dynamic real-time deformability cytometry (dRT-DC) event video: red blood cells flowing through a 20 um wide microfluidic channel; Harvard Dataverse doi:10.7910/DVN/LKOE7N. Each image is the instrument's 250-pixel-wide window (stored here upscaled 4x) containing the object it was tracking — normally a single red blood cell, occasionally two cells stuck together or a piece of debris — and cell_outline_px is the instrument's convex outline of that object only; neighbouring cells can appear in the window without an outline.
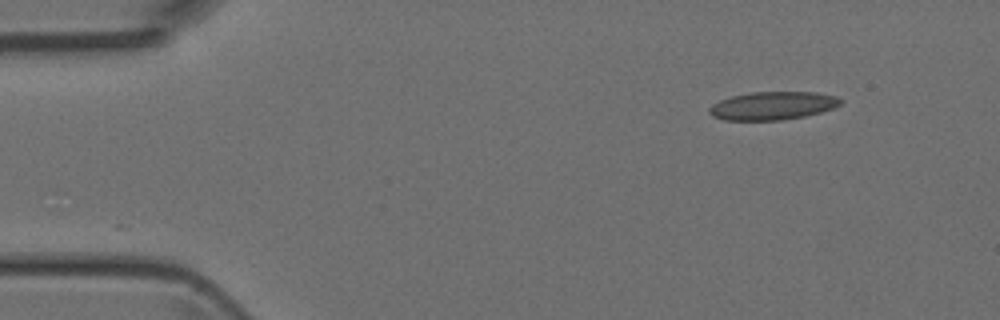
{"species": "Egyptian fruit bat (a non-hibernating species)", "species_latin": "Rousettus aegyptiacus", "temperature_condition": "room temperature", "stored_images_in_passage": 44, "camera_frame_rate_fps": 3000, "um_per_image_px": 0.085, "animal": {"sex": "female"}, "frame": {"image": 1, "passage_image": 1, "time_ms": 0.0, "image_size_px": [1000, 320], "cell_outline_px": [[844, 100], [840, 104], [832, 108], [820, 112], [804, 116], [780, 120], [724, 120], [712, 116], [708, 112], [708, 108], [712, 104], [720, 100], [732, 96], [752, 92], [816, 92], [836, 96]], "centroid_in_image_um": [65.66, 8.98], "position_along_channel_um": 19.3, "area_um2": 21.5}}
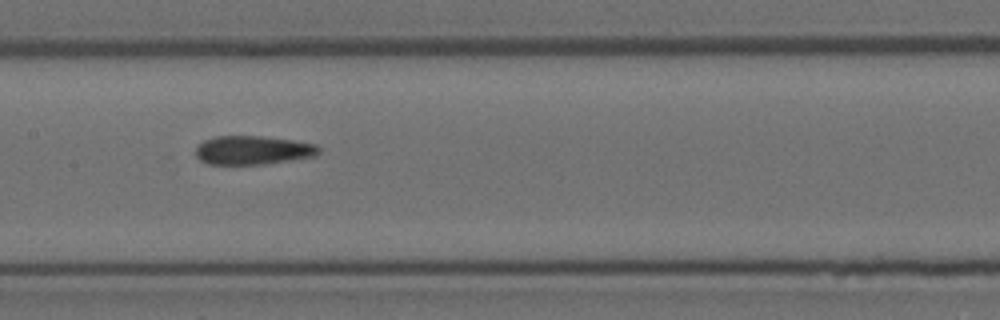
{"frame": {"image": 2, "passage_image": 19, "time_ms": 6.0, "image_size_px": [1000, 320], "cell_outline_px": [[320, 152], [316, 156], [264, 164], [208, 164], [200, 160], [196, 156], [196, 148], [204, 140], [212, 136], [260, 136], [292, 140], [316, 144], [320, 148]], "centroid_in_image_um": [21.49, 12.76], "position_along_channel_um": 185.9, "area_um2": 20.63}}
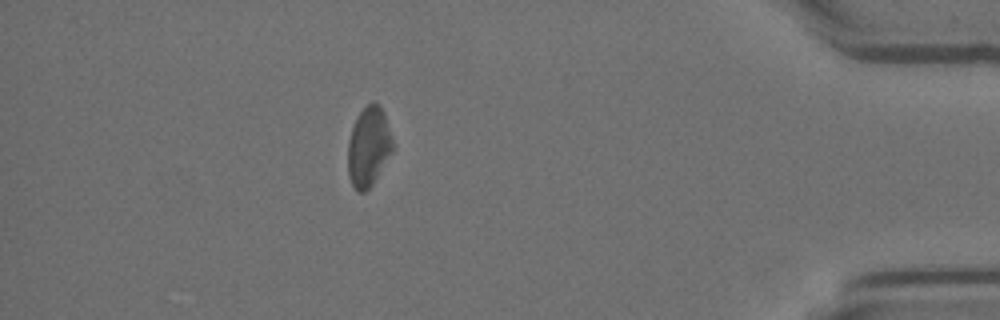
{"frame": {"image": 3, "passage_image": 38, "time_ms": 12.333, "image_size_px": [1000, 320], "cell_outline_px": [[396, 144], [392, 152], [372, 184], [364, 192], [360, 192], [352, 184], [348, 172], [348, 140], [352, 128], [360, 112], [368, 104], [380, 104], [384, 112]], "centroid_in_image_um": [31.37, 12.45], "position_along_channel_um": 403.8, "area_um2": 20.69}}